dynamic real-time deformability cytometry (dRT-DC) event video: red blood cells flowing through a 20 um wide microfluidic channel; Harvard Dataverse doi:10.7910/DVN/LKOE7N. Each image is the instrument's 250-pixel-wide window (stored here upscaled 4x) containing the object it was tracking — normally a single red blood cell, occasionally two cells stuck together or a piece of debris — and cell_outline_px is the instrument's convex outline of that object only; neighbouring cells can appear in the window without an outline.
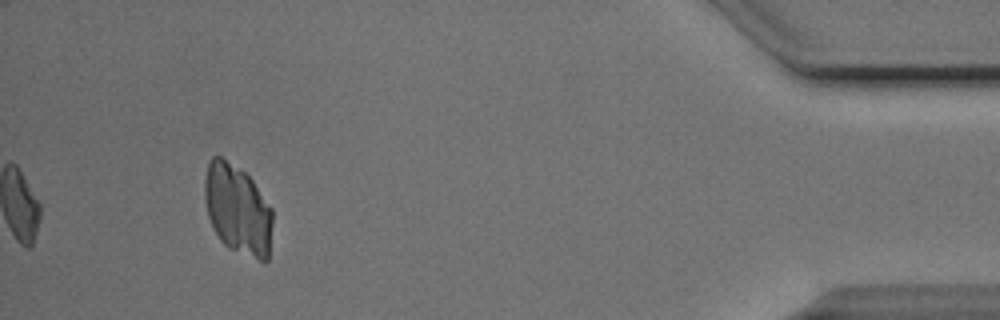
{"species": "Egyptian fruit bat (a non-hibernating species)", "species_latin": "Rousettus aegyptiacus", "temperature_condition": "cold", "stored_images_in_passage": 42, "camera_frame_rate_fps": 3000, "um_per_image_px": 0.085, "animal": {"sex": "male"}, "frame": {"image": 1, "passage_image": 42, "time_ms": 13.667, "image_size_px": [1000, 320], "cell_outline_px": [[272, 224], [268, 260], [264, 264], [228, 248], [220, 240], [208, 216], [204, 196], [204, 180], [208, 164], [212, 156], [220, 156], [244, 172], [252, 180], [272, 208]], "centroid_in_image_um": [20.21, 17.85], "position_along_channel_um": 415.0, "area_um2": 35.72}}